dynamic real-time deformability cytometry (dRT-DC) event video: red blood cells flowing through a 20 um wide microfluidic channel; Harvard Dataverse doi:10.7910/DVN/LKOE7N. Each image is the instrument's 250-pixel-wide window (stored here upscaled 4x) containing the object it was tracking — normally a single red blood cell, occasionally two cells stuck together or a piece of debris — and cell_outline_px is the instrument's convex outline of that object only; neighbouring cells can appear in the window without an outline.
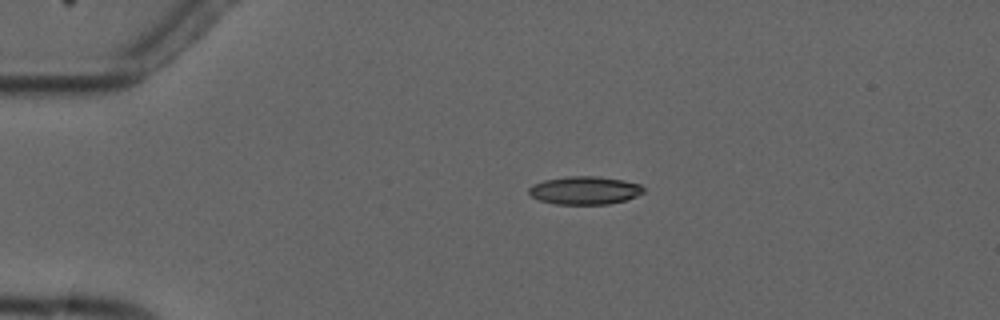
{"species": "common noctule bat (a hibernating species)", "species_latin": "Nyctalus noctula", "temperature_condition": "cold", "stored_images_in_passage": 4, "camera_frame_rate_fps": 3000, "um_per_image_px": 0.085, "animal": {"sex": "male", "forearm_length_mm": 52.5}, "frame": {"image": 1, "passage_image": 2, "time_ms": 1.0, "image_size_px": [1000, 320], "cell_outline_px": [[644, 192], [636, 196], [624, 200], [608, 204], [556, 204], [540, 200], [532, 196], [528, 192], [528, 188], [532, 184], [544, 180], [568, 176], [600, 176], [624, 180], [640, 184], [644, 188]], "centroid_in_image_um": [49.7, 16.17], "position_along_channel_um": 35.3, "area_um2": 18.79}}
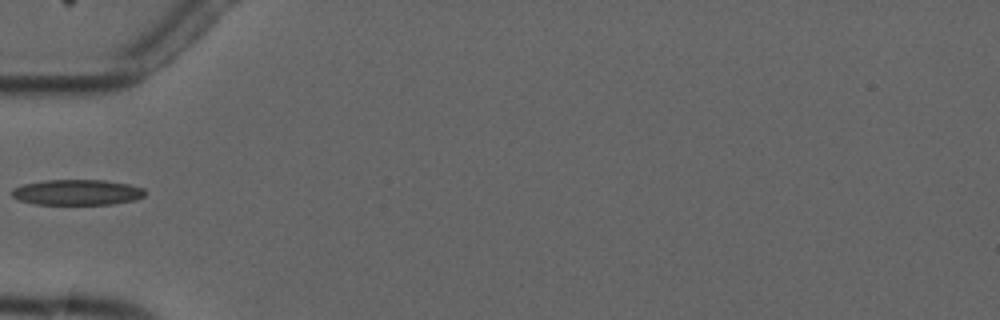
{"frame": {"image": 2, "passage_image": 4, "time_ms": 3.333, "image_size_px": [1000, 320], "cell_outline_px": [[144, 196], [136, 200], [112, 204], [36, 204], [20, 200], [12, 196], [12, 188], [24, 184], [44, 180], [104, 180], [128, 184], [144, 188]], "centroid_in_image_um": [6.56, 16.34], "position_along_channel_um": 78.4, "area_um2": 19.77}}